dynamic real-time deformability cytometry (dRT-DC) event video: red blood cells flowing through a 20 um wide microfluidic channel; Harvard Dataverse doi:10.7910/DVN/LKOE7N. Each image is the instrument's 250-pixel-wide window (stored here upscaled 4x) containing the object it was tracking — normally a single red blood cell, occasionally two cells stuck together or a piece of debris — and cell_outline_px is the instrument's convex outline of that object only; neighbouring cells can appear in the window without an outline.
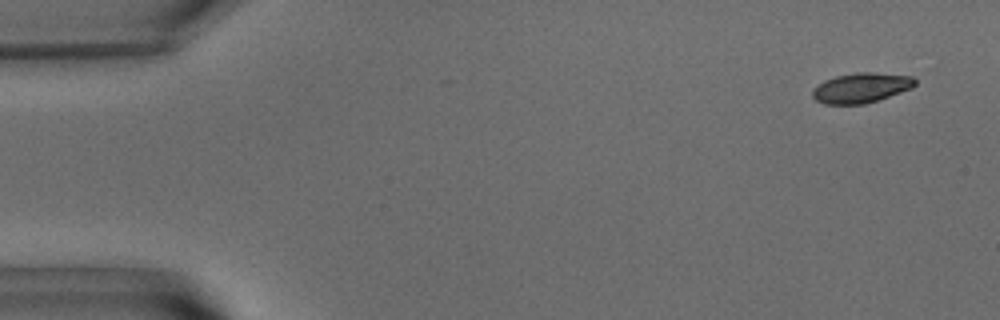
{"species": "common noctule bat (a hibernating species)", "species_latin": "Nyctalus noctula", "temperature_condition": "warm", "stored_images_in_passage": 31, "camera_frame_rate_fps": 3000, "um_per_image_px": 0.085, "animal": {"sex": "male", "body_mass_g": 15.6}, "frame": {"image": 1, "passage_image": 3, "time_ms": 0.667, "image_size_px": [1000, 320], "cell_outline_px": [[916, 84], [912, 88], [864, 104], [824, 104], [816, 100], [812, 96], [812, 88], [824, 80], [836, 76], [856, 72], [872, 72], [912, 76], [916, 80]], "centroid_in_image_um": [73.17, 7.45], "position_along_channel_um": 11.8, "area_um2": 17.86}}
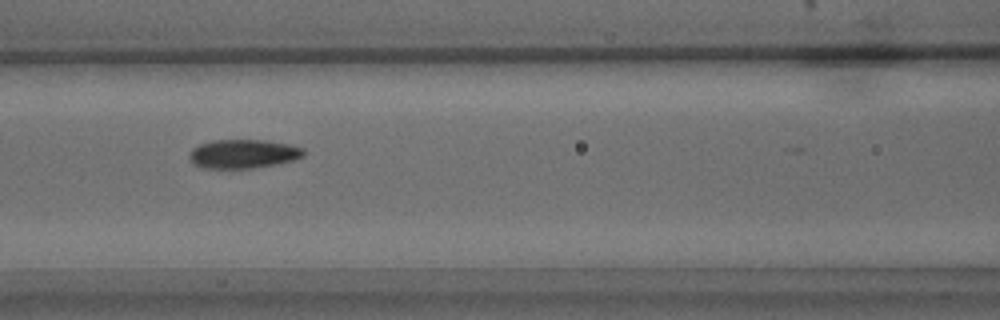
{"frame": {"image": 2, "passage_image": 24, "time_ms": 7.667, "image_size_px": [1000, 320], "cell_outline_px": [[304, 156], [292, 160], [276, 164], [252, 168], [204, 168], [192, 164], [188, 156], [192, 148], [200, 144], [212, 140], [268, 140], [288, 144], [304, 148]], "centroid_in_image_um": [20.65, 13.07], "position_along_channel_um": 146.0, "area_um2": 19.31}}
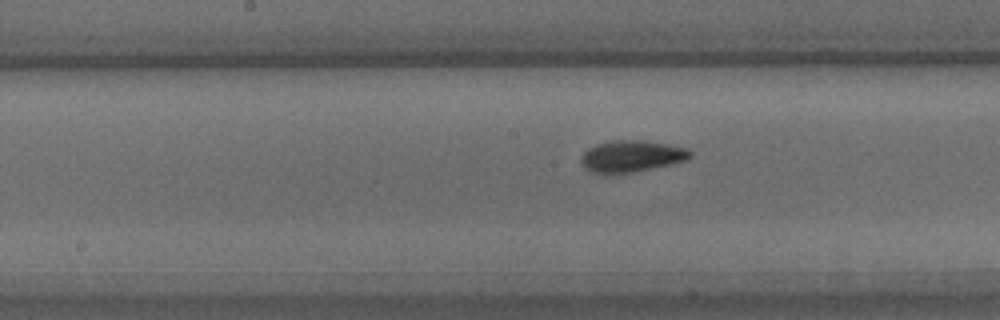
{"frame": {"image": 3, "passage_image": 28, "time_ms": 9.0, "image_size_px": [1000, 320], "cell_outline_px": [[692, 156], [688, 160], [672, 164], [632, 172], [604, 176], [592, 172], [584, 168], [580, 164], [580, 160], [584, 152], [588, 148], [596, 144], [612, 140], [644, 140], [668, 144], [688, 148], [692, 152]], "centroid_in_image_um": [53.66, 13.29], "position_along_channel_um": 194.5, "area_um2": 20.63}}